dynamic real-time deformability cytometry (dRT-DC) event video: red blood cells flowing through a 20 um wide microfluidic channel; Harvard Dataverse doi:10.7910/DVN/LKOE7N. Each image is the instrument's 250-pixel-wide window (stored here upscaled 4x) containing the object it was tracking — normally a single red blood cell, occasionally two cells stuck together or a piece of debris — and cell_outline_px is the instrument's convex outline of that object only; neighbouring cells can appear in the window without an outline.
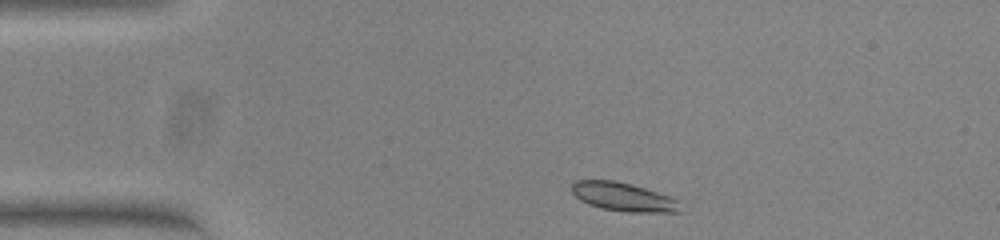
{"species": "common noctule bat (a hibernating species)", "species_latin": "Nyctalus noctula", "temperature_condition": "warm", "stored_images_in_passage": 45, "camera_frame_rate_fps": 3000, "um_per_image_px": 0.085, "animal": {"sex": "female", "body_mass_g": 23.0, "forearm_length_mm": 53.4}, "frame": {"image": 1, "passage_image": 1, "time_ms": 0.0, "image_size_px": [1000, 240], "cell_outline_px": [[680, 212], [628, 212], [604, 208], [588, 204], [580, 200], [572, 192], [572, 184], [576, 180], [612, 180], [632, 184], [680, 200]], "centroid_in_image_um": [52.99, 16.73], "position_along_channel_um": 32.0, "area_um2": 17.92}}
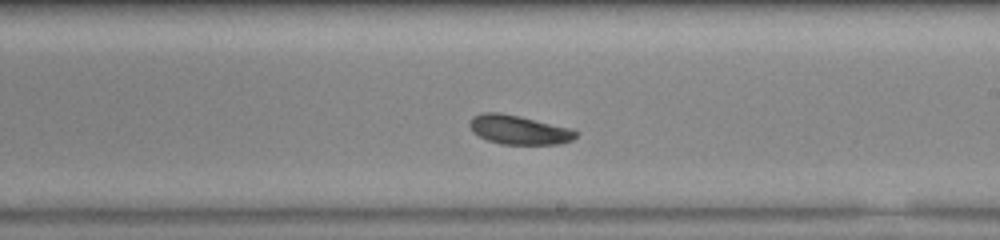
{"frame": {"image": 2, "passage_image": 22, "time_ms": 7.0, "image_size_px": [1000, 240], "cell_outline_px": [[580, 132], [572, 140], [560, 144], [500, 144], [488, 140], [472, 132], [468, 124], [472, 116], [484, 112], [496, 112], [520, 116], [572, 128]], "centroid_in_image_um": [44.11, 11.03], "position_along_channel_um": 244.9, "area_um2": 18.15}}
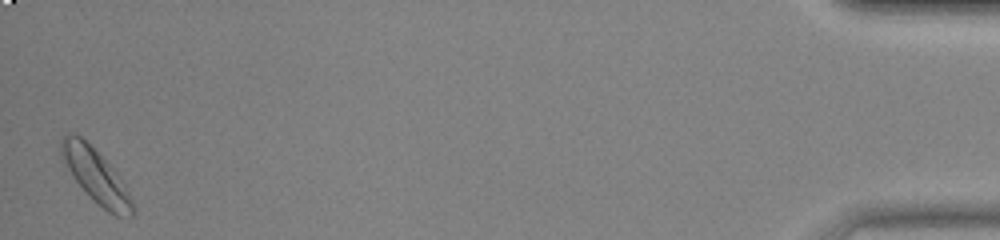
{"frame": {"image": 3, "passage_image": 44, "time_ms": 14.333, "image_size_px": [1000, 240], "cell_outline_px": [[136, 208], [132, 216], [116, 216], [108, 212], [76, 180], [68, 168], [60, 152], [60, 140], [64, 136], [80, 136], [116, 172], [124, 184]], "centroid_in_image_um": [8.2, 14.99], "position_along_channel_um": 427.0, "area_um2": 21.04}, "authors_computed_cell_mechanics": {"area_um2": 18.496, "velocity_mm_per_s": 3.7552, "shape_relaxation_time_tau1_ms": 1.4676, "shape_relaxation_time_tau2_ms": 9.3854, "deformation_change_tau1": 0.0779, "deformation_change_tau2": 0.1563}}